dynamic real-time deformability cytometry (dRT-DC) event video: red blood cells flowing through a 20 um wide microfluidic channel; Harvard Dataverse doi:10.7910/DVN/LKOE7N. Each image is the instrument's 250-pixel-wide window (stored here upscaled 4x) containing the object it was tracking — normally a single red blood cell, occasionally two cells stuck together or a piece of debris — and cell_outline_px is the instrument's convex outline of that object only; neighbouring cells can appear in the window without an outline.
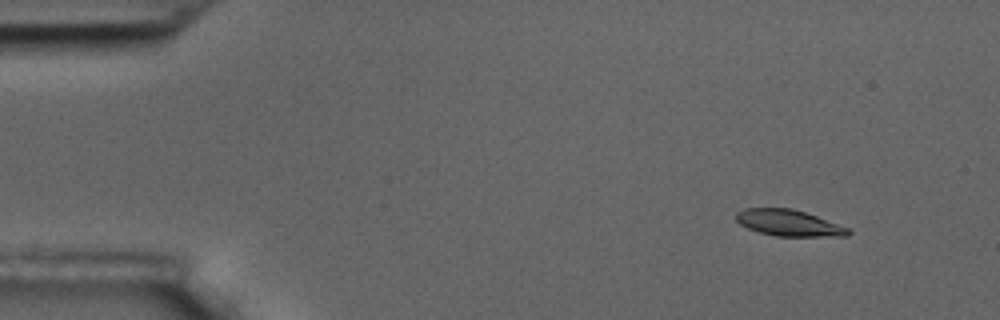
{"species": "common noctule bat (a hibernating species)", "species_latin": "Nyctalus noctula", "temperature_condition": "room temperature", "stored_images_in_passage": 4, "camera_frame_rate_fps": 3000, "um_per_image_px": 0.085, "animal": {"sex": "male", "body_mass_g": 17.5, "forearm_length_mm": 52.3}, "frame": {"image": 1, "passage_image": 1, "time_ms": 0.0, "image_size_px": [1000, 320], "cell_outline_px": [[852, 232], [848, 236], [776, 236], [760, 232], [748, 228], [740, 224], [736, 220], [736, 212], [744, 208], [792, 208], [816, 216], [848, 228]], "centroid_in_image_um": [67.02, 18.95], "position_along_channel_um": 18.0, "area_um2": 16.99}}
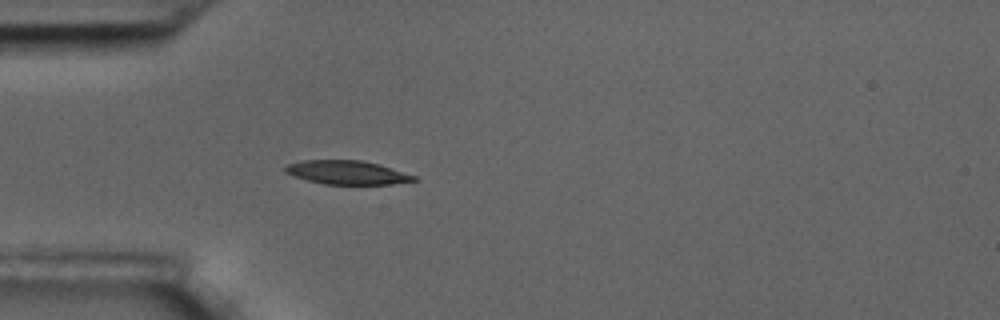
{"frame": {"image": 2, "passage_image": 4, "time_ms": 1.0, "image_size_px": [1000, 320], "cell_outline_px": [[420, 180], [392, 184], [324, 184], [308, 180], [284, 172], [284, 168], [288, 164], [300, 160], [360, 160], [380, 164], [416, 176]], "centroid_in_image_um": [29.53, 14.65], "position_along_channel_um": 55.5, "area_um2": 17.8}}